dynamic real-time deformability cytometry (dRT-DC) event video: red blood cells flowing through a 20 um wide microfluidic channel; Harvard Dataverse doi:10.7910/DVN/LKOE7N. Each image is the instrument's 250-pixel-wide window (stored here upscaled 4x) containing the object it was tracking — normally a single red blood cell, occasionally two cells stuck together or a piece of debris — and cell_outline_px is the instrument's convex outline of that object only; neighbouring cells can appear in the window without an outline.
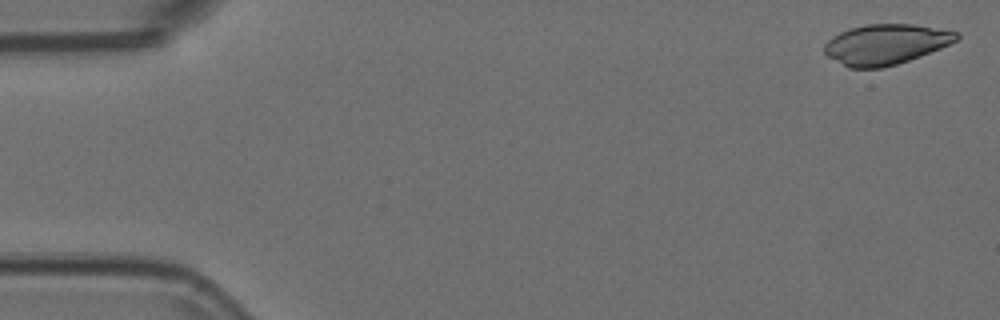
{"species": "Egyptian fruit bat (a non-hibernating species)", "species_latin": "Rousettus aegyptiacus", "temperature_condition": "room temperature", "stored_images_in_passage": 9, "camera_frame_rate_fps": 3000, "um_per_image_px": 0.085, "animal": {"sex": "female"}, "frame": {"image": 1, "passage_image": 2, "time_ms": 0.333, "image_size_px": [1000, 320], "cell_outline_px": [[960, 36], [956, 40], [940, 48], [920, 56], [896, 64], [880, 68], [848, 68], [828, 56], [824, 52], [824, 44], [832, 36], [848, 28], [868, 24], [912, 24], [960, 32]], "centroid_in_image_um": [75.26, 3.76], "position_along_channel_um": 9.7, "area_um2": 30.87}}